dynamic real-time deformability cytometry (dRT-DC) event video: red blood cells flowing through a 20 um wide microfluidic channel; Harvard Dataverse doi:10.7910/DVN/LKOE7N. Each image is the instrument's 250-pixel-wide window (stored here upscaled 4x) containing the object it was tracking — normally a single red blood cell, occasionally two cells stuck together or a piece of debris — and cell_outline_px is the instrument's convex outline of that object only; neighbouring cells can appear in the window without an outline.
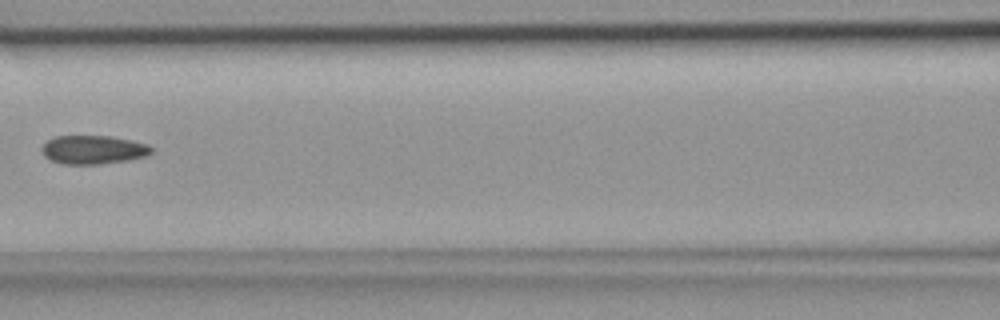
{"species": "common noctule bat (a hibernating species)", "species_latin": "Nyctalus noctula", "temperature_condition": "room temperature", "stored_images_in_passage": 6, "camera_frame_rate_fps": 3000, "um_per_image_px": 0.085, "animal": {"sex": "female", "body_mass_g": 18.4}, "frame": {"image": 1, "passage_image": 6, "time_ms": 1.667, "image_size_px": [1000, 320], "cell_outline_px": [[152, 152], [144, 156], [128, 160], [100, 164], [60, 164], [44, 156], [40, 148], [48, 140], [56, 136], [112, 136], [132, 140], [148, 144], [152, 148]], "centroid_in_image_um": [7.91, 12.72], "position_along_channel_um": 158.7, "area_um2": 18.32}}